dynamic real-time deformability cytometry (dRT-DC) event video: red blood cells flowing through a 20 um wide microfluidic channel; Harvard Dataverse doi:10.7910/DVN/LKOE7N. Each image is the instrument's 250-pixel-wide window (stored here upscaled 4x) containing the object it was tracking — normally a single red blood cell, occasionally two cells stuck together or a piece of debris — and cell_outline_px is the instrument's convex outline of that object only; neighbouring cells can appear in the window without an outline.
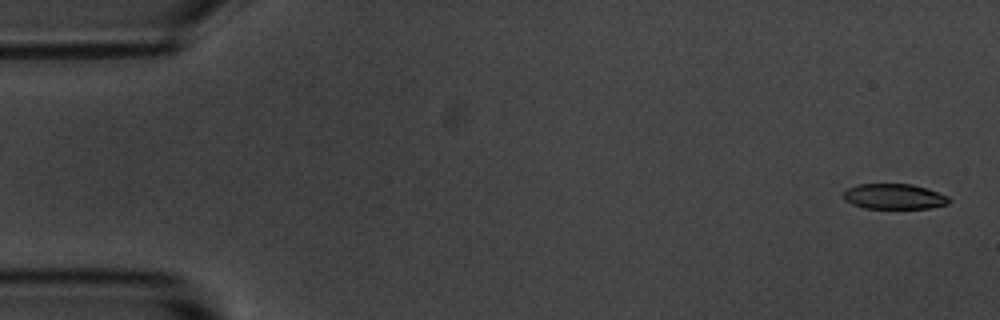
{"species": "common noctule bat (a hibernating species)", "species_latin": "Nyctalus noctula", "temperature_condition": "room temperature", "stored_images_in_passage": 5, "camera_frame_rate_fps": 3000, "um_per_image_px": 0.085, "animal": {"sex": "male", "body_mass_g": 20.1, "forearm_length_mm": 53.5}, "frame": {"image": 1, "passage_image": 1, "time_ms": 0.0, "image_size_px": [1000, 320], "cell_outline_px": [[952, 200], [948, 204], [928, 208], [864, 208], [852, 204], [844, 200], [844, 192], [848, 188], [856, 184], [912, 184], [948, 196]], "centroid_in_image_um": [75.99, 16.7], "position_along_channel_um": 9.0, "area_um2": 15.49}}
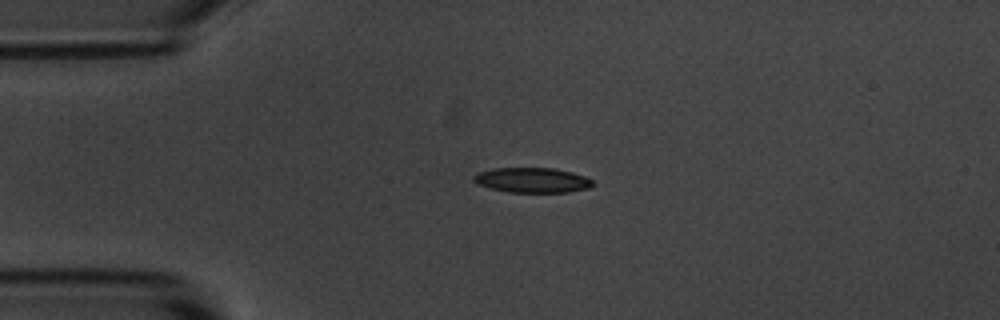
{"frame": {"image": 2, "passage_image": 4, "time_ms": 3.667, "image_size_px": [1000, 320], "cell_outline_px": [[592, 184], [588, 188], [568, 192], [508, 192], [492, 188], [480, 184], [472, 180], [472, 176], [476, 172], [492, 168], [556, 168], [572, 172], [584, 176], [592, 180]], "centroid_in_image_um": [45.21, 15.3], "position_along_channel_um": 39.8, "area_um2": 17.28}}